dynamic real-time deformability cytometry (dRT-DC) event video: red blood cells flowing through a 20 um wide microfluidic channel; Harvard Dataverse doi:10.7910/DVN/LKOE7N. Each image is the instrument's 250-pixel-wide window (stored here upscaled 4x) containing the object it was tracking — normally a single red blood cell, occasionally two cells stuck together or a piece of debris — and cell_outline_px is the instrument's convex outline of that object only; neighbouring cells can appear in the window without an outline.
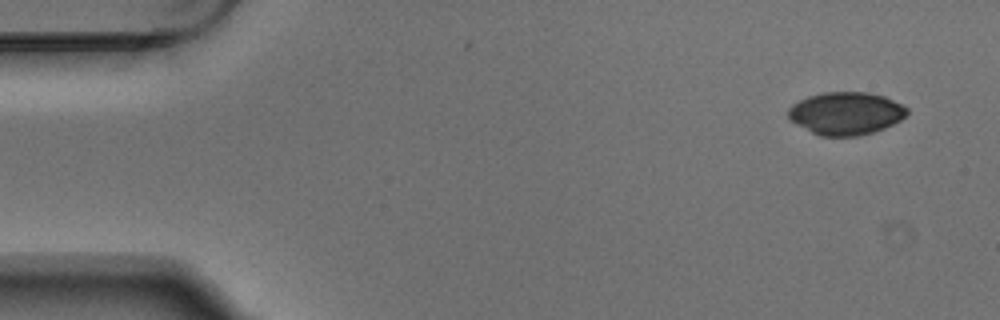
{"species": "Egyptian fruit bat (a non-hibernating species)", "species_latin": "Rousettus aegyptiacus", "temperature_condition": "warm", "stored_images_in_passage": 4, "camera_frame_rate_fps": 3000, "um_per_image_px": 0.085, "animal": {"sex": "male"}, "frame": {"image": 1, "passage_image": 1, "time_ms": 0.0, "image_size_px": [1000, 320], "cell_outline_px": [[908, 112], [900, 120], [884, 128], [872, 132], [856, 136], [820, 136], [788, 120], [788, 108], [792, 104], [808, 96], [824, 92], [868, 92], [884, 96], [904, 104], [908, 108]], "centroid_in_image_um": [71.89, 9.63], "position_along_channel_um": 13.1, "area_um2": 29.65}}
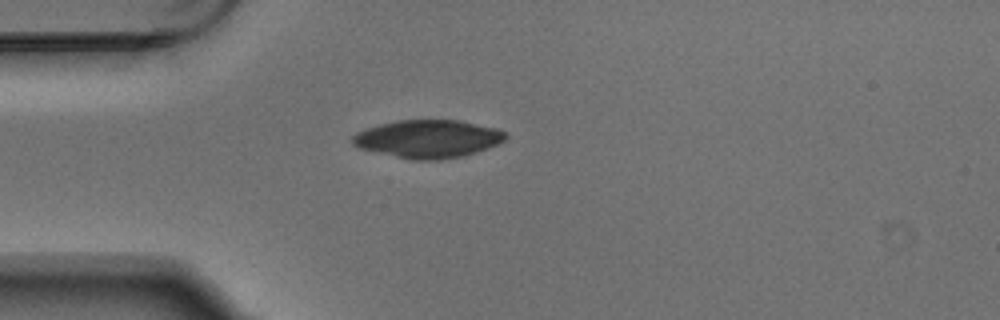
{"frame": {"image": 2, "passage_image": 4, "time_ms": 1.0, "image_size_px": [1000, 320], "cell_outline_px": [[508, 136], [504, 140], [496, 144], [464, 156], [440, 160], [412, 160], [360, 148], [352, 144], [352, 136], [356, 132], [380, 124], [396, 120], [460, 120], [496, 128], [508, 132]], "centroid_in_image_um": [36.39, 11.8], "position_along_channel_um": 48.6, "area_um2": 33.76}}